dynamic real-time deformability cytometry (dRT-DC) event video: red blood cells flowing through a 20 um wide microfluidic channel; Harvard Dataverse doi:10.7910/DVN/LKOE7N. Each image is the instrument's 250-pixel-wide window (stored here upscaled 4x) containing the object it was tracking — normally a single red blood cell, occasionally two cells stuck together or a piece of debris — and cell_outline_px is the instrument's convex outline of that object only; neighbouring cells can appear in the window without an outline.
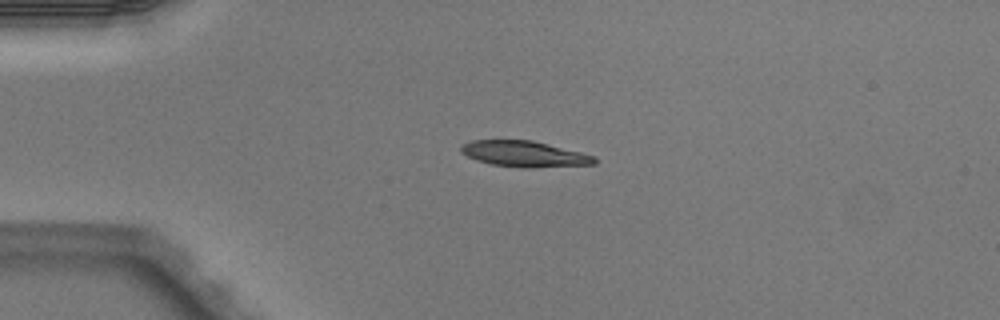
{"species": "Egyptian fruit bat (a non-hibernating species)", "species_latin": "Rousettus aegyptiacus", "temperature_condition": "warm", "stored_images_in_passage": 4, "camera_frame_rate_fps": 3000, "um_per_image_px": 0.085, "animal": {"sex": "male"}, "frame": {"image": 1, "passage_image": 3, "time_ms": 0.667, "image_size_px": [1000, 320], "cell_outline_px": [[596, 164], [532, 168], [524, 168], [492, 164], [476, 160], [460, 152], [460, 144], [472, 140], [532, 140], [596, 156]], "centroid_in_image_um": [44.55, 13.08], "position_along_channel_um": 40.4, "area_um2": 20.17}}